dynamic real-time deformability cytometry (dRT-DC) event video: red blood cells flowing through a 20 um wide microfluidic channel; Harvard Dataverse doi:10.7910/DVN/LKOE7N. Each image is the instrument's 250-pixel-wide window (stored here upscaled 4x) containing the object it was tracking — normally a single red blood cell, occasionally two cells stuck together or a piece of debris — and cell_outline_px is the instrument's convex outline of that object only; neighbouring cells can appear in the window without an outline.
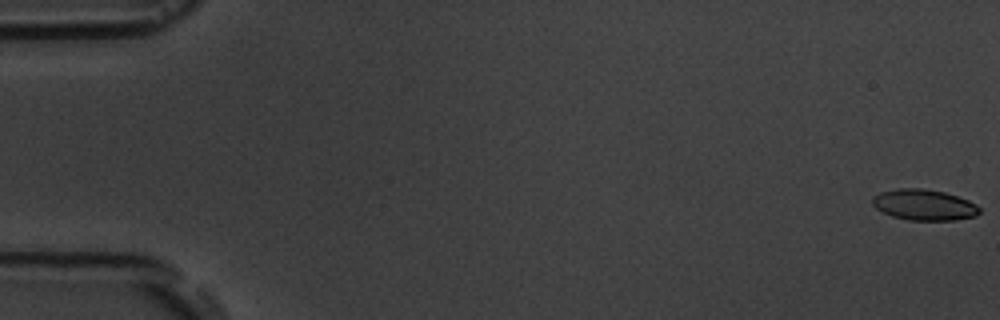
{"species": "common noctule bat (a hibernating species)", "species_latin": "Nyctalus noctula", "temperature_condition": "room temperature", "stored_images_in_passage": 4, "camera_frame_rate_fps": 3000, "um_per_image_px": 0.085, "animal": {"sex": "male", "body_mass_g": 19.5, "forearm_length_mm": 54.6}, "frame": {"image": 1, "passage_image": 1, "time_ms": 0.0, "image_size_px": [1000, 320], "cell_outline_px": [[980, 212], [976, 216], [956, 220], [908, 220], [892, 216], [876, 208], [872, 204], [872, 196], [880, 192], [900, 188], [924, 188], [944, 192], [968, 200], [976, 204], [980, 208]], "centroid_in_image_um": [78.55, 17.41], "position_along_channel_um": 6.5, "area_um2": 19.31}}